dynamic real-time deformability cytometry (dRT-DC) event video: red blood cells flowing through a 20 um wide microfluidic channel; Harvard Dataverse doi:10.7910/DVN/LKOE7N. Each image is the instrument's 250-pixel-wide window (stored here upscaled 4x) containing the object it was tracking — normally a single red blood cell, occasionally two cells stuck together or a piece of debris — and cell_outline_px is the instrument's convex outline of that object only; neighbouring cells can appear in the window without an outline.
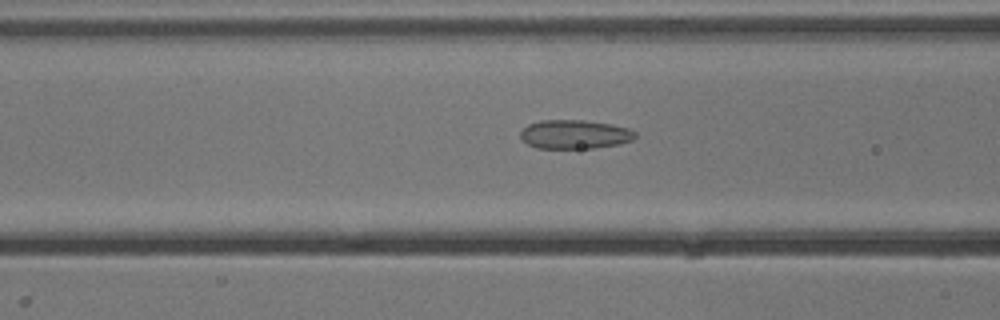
{"species": "common noctule bat (a hibernating species)", "species_latin": "Nyctalus noctula", "temperature_condition": "cold", "stored_images_in_passage": 48, "camera_frame_rate_fps": 3000, "um_per_image_px": 0.085, "animal": {"sex": "male", "body_mass_g": 13.3}, "frame": {"image": 1, "passage_image": 21, "time_ms": 6.667, "image_size_px": [1000, 320], "cell_outline_px": [[636, 136], [632, 140], [620, 144], [592, 148], [536, 148], [528, 144], [520, 136], [520, 132], [528, 124], [540, 120], [584, 120], [612, 124], [628, 128], [636, 132]], "centroid_in_image_um": [48.86, 11.41], "position_along_channel_um": 117.7, "area_um2": 19.36}}
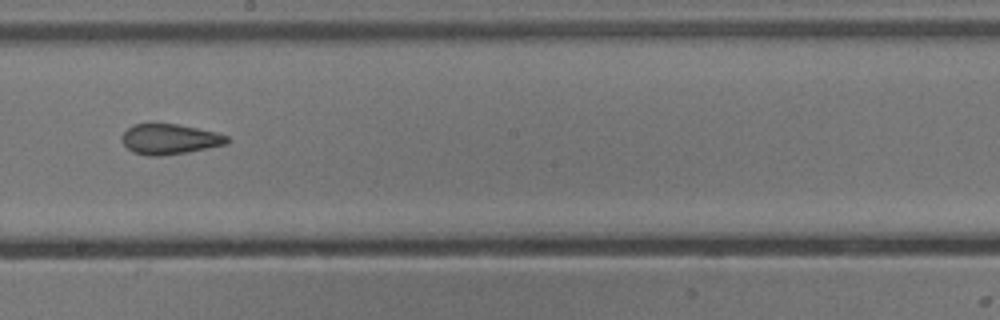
{"frame": {"image": 2, "passage_image": 30, "time_ms": 9.667, "image_size_px": [1000, 320], "cell_outline_px": [[228, 144], [188, 152], [160, 156], [148, 156], [132, 152], [124, 144], [124, 132], [132, 124], [176, 124], [216, 132], [228, 136]], "centroid_in_image_um": [14.45, 11.84], "position_along_channel_um": 233.8, "area_um2": 18.38}}
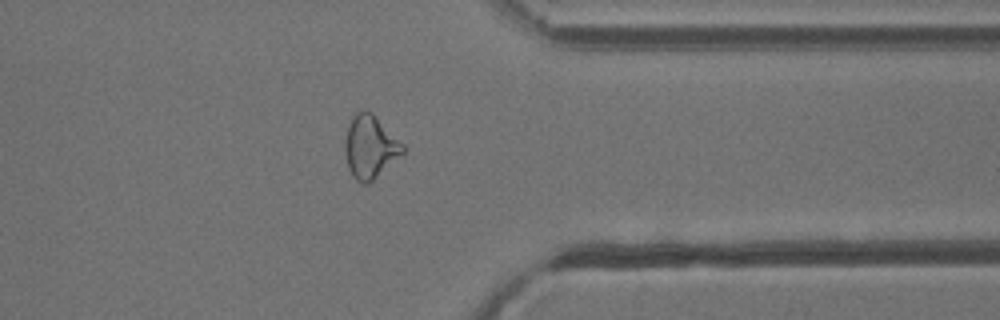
{"frame": {"image": 3, "passage_image": 42, "time_ms": 13.667, "image_size_px": [1000, 320], "cell_outline_px": [[404, 152], [368, 184], [364, 184], [356, 180], [352, 176], [348, 168], [344, 152], [344, 140], [348, 124], [352, 116], [356, 112], [372, 112], [404, 144]], "centroid_in_image_um": [31.43, 12.48], "position_along_channel_um": 380.0, "area_um2": 21.15}}